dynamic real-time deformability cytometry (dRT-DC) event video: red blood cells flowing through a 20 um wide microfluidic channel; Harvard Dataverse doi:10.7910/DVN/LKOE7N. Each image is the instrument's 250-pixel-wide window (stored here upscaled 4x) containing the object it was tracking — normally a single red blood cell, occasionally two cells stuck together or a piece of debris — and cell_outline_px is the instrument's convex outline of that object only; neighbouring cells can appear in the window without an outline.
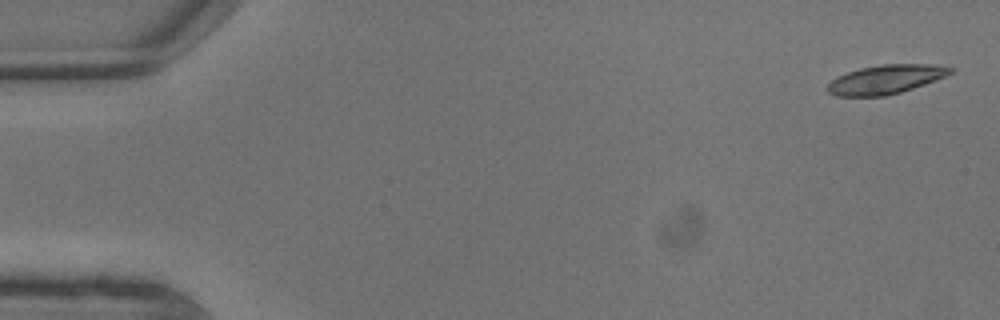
{"species": "common noctule bat (a hibernating species)", "species_latin": "Nyctalus noctula", "temperature_condition": "warm", "stored_images_in_passage": 6, "camera_frame_rate_fps": 3000, "um_per_image_px": 0.085, "animal": {"sex": "male", "body_mass_g": 13.3}, "frame": {"image": 1, "passage_image": 1, "time_ms": 0.0, "image_size_px": [1000, 320], "cell_outline_px": [[952, 72], [944, 76], [924, 84], [900, 92], [884, 96], [836, 96], [828, 92], [828, 84], [836, 76], [860, 68], [880, 64], [936, 64], [952, 68]], "centroid_in_image_um": [75.25, 6.74], "position_along_channel_um": 9.7, "area_um2": 20.52}}
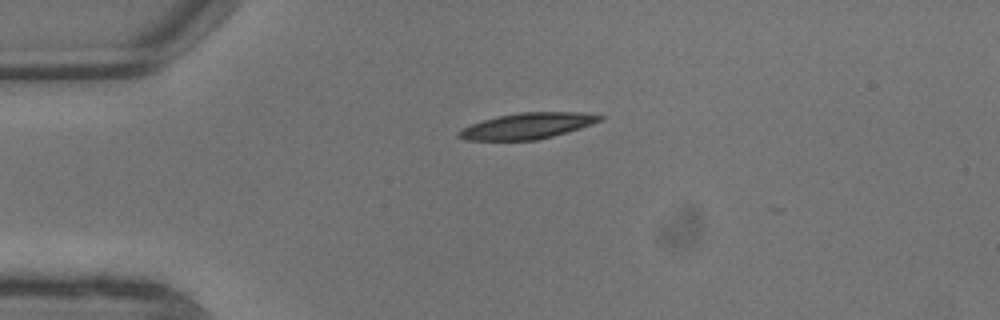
{"frame": {"image": 2, "passage_image": 5, "time_ms": 1.333, "image_size_px": [1000, 320], "cell_outline_px": [[604, 120], [580, 128], [552, 136], [536, 140], [464, 140], [456, 136], [456, 132], [460, 128], [496, 116], [520, 112], [580, 112], [604, 116]], "centroid_in_image_um": [44.79, 10.7], "position_along_channel_um": 40.2, "area_um2": 21.39}}